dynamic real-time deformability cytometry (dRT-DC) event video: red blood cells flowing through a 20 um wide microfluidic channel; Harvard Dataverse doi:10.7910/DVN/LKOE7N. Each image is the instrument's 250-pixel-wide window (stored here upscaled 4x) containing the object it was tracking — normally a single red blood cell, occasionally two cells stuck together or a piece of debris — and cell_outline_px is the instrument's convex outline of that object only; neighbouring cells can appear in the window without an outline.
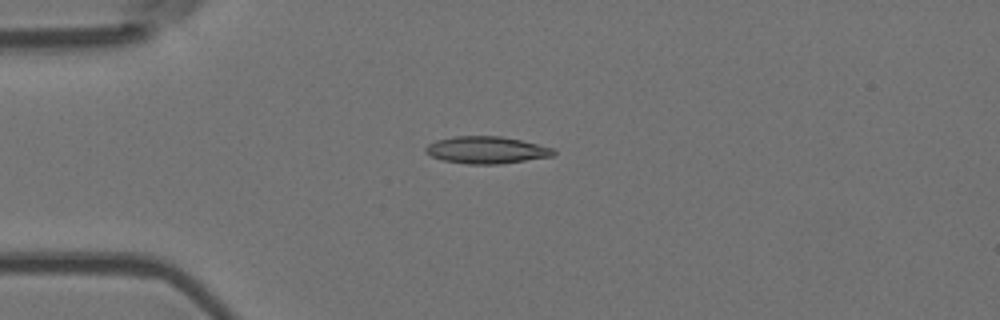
{"species": "Egyptian fruit bat (a non-hibernating species)", "species_latin": "Rousettus aegyptiacus", "temperature_condition": "room temperature", "stored_images_in_passage": 5, "camera_frame_rate_fps": 3000, "um_per_image_px": 0.085, "animal": {"sex": "female"}, "frame": {"image": 1, "passage_image": 1, "time_ms": 0.0, "image_size_px": [1000, 320], "cell_outline_px": [[556, 152], [552, 156], [500, 164], [468, 164], [444, 160], [432, 156], [424, 152], [424, 148], [428, 144], [436, 140], [452, 136], [500, 136], [520, 140], [552, 148]], "centroid_in_image_um": [41.3, 12.74], "position_along_channel_um": 43.7, "area_um2": 20.06}}
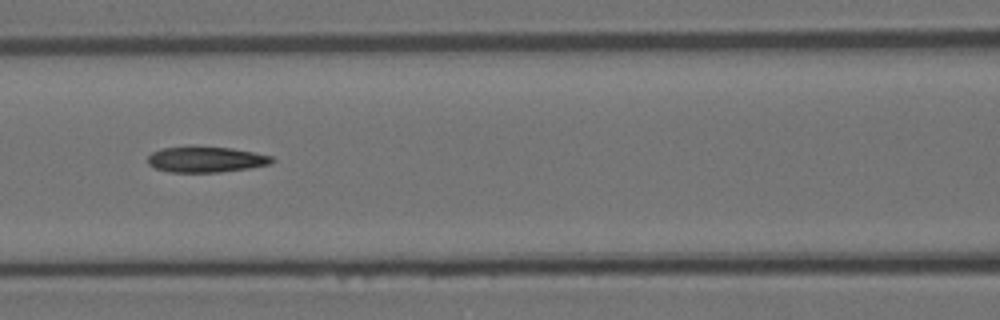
{"frame": {"image": 2, "passage_image": 4, "time_ms": 1.0, "image_size_px": [1000, 320], "cell_outline_px": [[276, 160], [272, 164], [248, 168], [220, 172], [168, 172], [156, 168], [148, 164], [148, 156], [152, 152], [164, 148], [192, 144], [232, 148], [272, 156]], "centroid_in_image_um": [17.5, 13.52], "position_along_channel_um": 149.1, "area_um2": 19.13}}
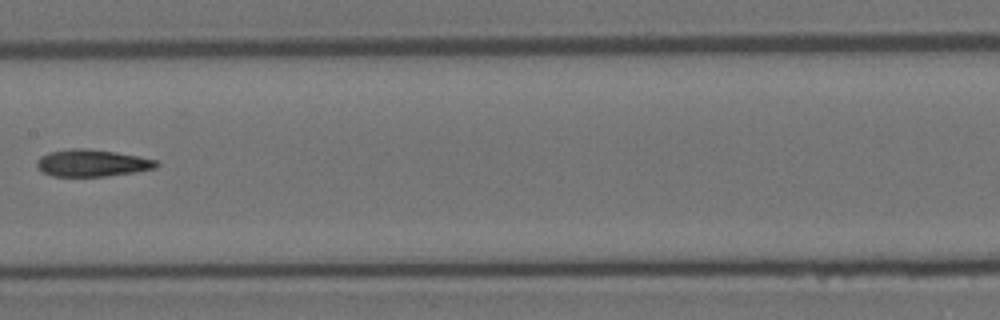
{"frame": {"image": 3, "passage_image": 5, "time_ms": 1.333, "image_size_px": [1000, 320], "cell_outline_px": [[160, 164], [156, 168], [132, 172], [104, 176], [52, 176], [44, 172], [36, 164], [36, 160], [40, 156], [48, 152], [72, 148], [84, 148], [116, 152], [140, 156], [156, 160]], "centroid_in_image_um": [7.82, 13.84], "position_along_channel_um": 199.6, "area_um2": 18.73}}